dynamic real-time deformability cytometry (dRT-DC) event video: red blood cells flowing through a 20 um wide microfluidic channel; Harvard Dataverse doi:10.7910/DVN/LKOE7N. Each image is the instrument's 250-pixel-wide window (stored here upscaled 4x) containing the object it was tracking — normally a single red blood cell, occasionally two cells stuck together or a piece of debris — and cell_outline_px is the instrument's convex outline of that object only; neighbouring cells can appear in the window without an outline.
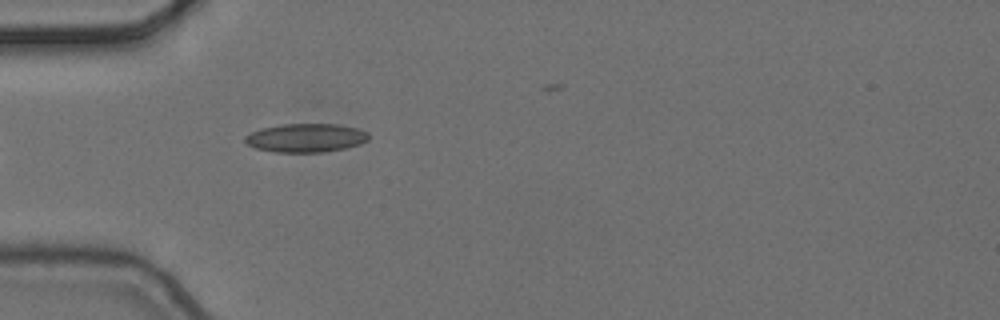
{"species": "common noctule bat (a hibernating species)", "species_latin": "Nyctalus noctula", "temperature_condition": "cold", "stored_images_in_passage": 6, "camera_frame_rate_fps": 3000, "um_per_image_px": 0.085, "animal": {"sex": "female", "body_mass_g": 24.6, "forearm_length_mm": 56.2}, "frame": {"image": 1, "passage_image": 6, "time_ms": 1.667, "image_size_px": [1000, 320], "cell_outline_px": [[368, 140], [360, 144], [344, 148], [324, 152], [276, 152], [256, 148], [248, 144], [244, 140], [244, 136], [260, 128], [280, 124], [336, 124], [356, 128], [368, 132]], "centroid_in_image_um": [25.99, 11.71], "position_along_channel_um": 59.0, "area_um2": 20.58}}